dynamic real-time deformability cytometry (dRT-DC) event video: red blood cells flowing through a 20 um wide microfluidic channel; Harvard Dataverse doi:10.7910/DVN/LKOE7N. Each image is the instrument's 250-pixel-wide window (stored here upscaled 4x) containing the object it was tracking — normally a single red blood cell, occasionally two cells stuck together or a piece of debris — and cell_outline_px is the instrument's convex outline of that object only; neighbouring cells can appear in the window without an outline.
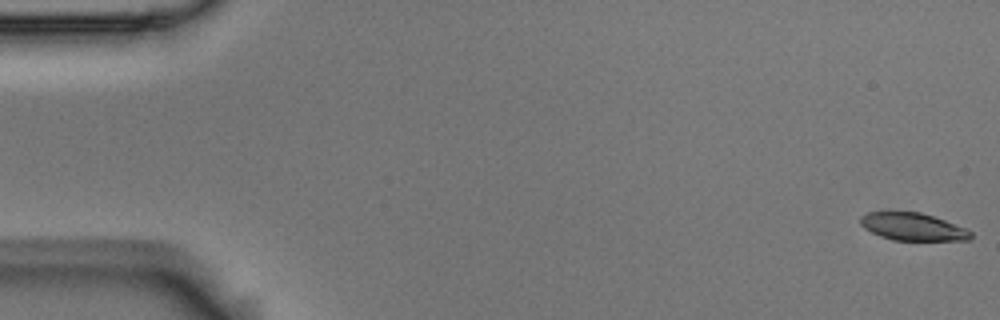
{"species": "Egyptian fruit bat (a non-hibernating species)", "species_latin": "Rousettus aegyptiacus", "temperature_condition": "room temperature", "stored_images_in_passage": 11, "camera_frame_rate_fps": 3000, "um_per_image_px": 0.085, "animal": {"sex": "male"}, "frame": {"image": 1, "passage_image": 1, "time_ms": 0.0, "image_size_px": [1000, 320], "cell_outline_px": [[972, 236], [968, 240], [892, 240], [880, 236], [864, 228], [860, 224], [860, 216], [868, 212], [920, 212], [944, 220], [964, 228], [972, 232]], "centroid_in_image_um": [77.55, 19.27], "position_along_channel_um": 7.4, "area_um2": 17.51}}
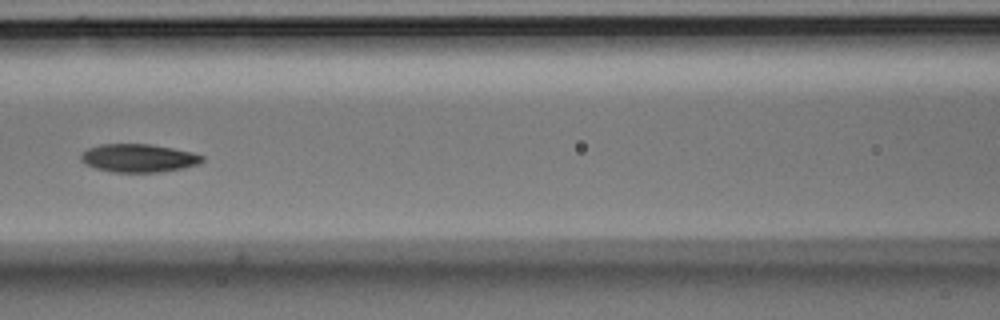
{"frame": {"image": 2, "passage_image": 7, "time_ms": 2.0, "image_size_px": [1000, 320], "cell_outline_px": [[204, 160], [200, 164], [184, 168], [160, 172], [112, 172], [96, 168], [84, 164], [80, 160], [80, 156], [88, 148], [100, 144], [152, 144], [192, 152], [204, 156]], "centroid_in_image_um": [11.79, 13.44], "position_along_channel_um": 154.8, "area_um2": 20.06}}
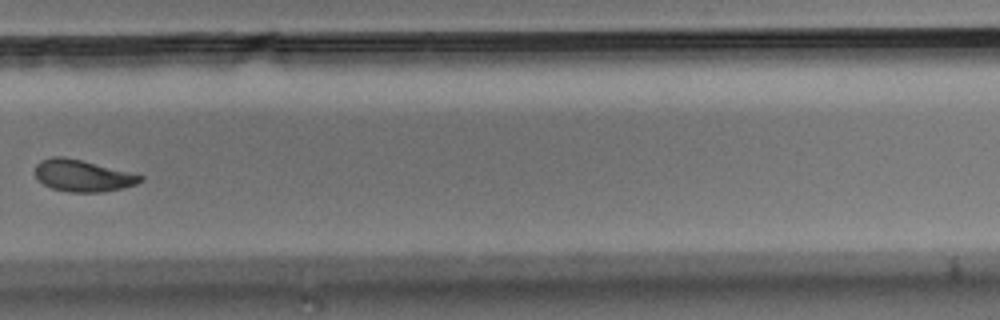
{"frame": {"image": 3, "passage_image": 11, "time_ms": 3.333, "image_size_px": [1000, 320], "cell_outline_px": [[144, 180], [136, 184], [124, 188], [104, 192], [68, 192], [52, 188], [36, 180], [32, 172], [36, 164], [40, 160], [52, 156], [64, 156], [136, 172], [144, 176]], "centroid_in_image_um": [7.04, 14.92], "position_along_channel_um": 322.8, "area_um2": 20.23}}